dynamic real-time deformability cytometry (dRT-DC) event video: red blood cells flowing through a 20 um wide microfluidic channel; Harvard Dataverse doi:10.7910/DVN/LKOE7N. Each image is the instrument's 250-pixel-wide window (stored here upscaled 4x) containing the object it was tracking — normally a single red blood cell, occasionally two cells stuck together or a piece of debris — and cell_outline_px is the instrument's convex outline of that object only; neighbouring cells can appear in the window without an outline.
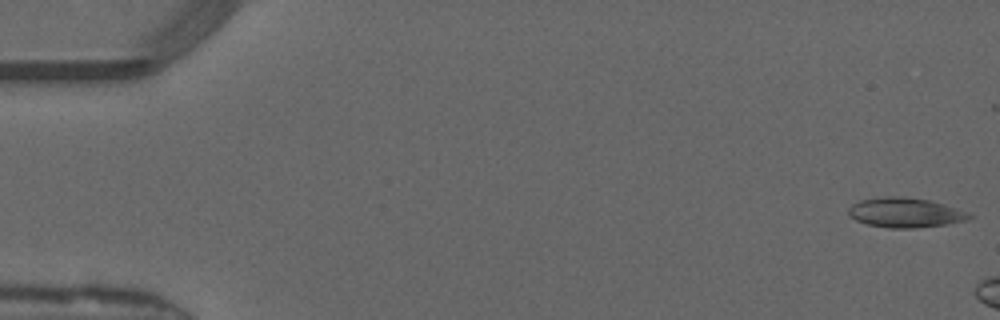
{"species": "common noctule bat (a hibernating species)", "species_latin": "Nyctalus noctula", "temperature_condition": "warm", "stored_images_in_passage": 8, "camera_frame_rate_fps": 3000, "um_per_image_px": 0.085, "animal": {"sex": "male", "forearm_length_mm": 52.5}, "frame": {"image": 1, "passage_image": 1, "time_ms": 0.0, "image_size_px": [1000, 320], "cell_outline_px": [[972, 216], [968, 220], [944, 224], [912, 228], [888, 228], [868, 224], [856, 220], [848, 212], [848, 208], [852, 204], [860, 200], [884, 196], [904, 196], [928, 200], [944, 204], [968, 212]], "centroid_in_image_um": [76.93, 18.06], "position_along_channel_um": 8.1, "area_um2": 20.75}}